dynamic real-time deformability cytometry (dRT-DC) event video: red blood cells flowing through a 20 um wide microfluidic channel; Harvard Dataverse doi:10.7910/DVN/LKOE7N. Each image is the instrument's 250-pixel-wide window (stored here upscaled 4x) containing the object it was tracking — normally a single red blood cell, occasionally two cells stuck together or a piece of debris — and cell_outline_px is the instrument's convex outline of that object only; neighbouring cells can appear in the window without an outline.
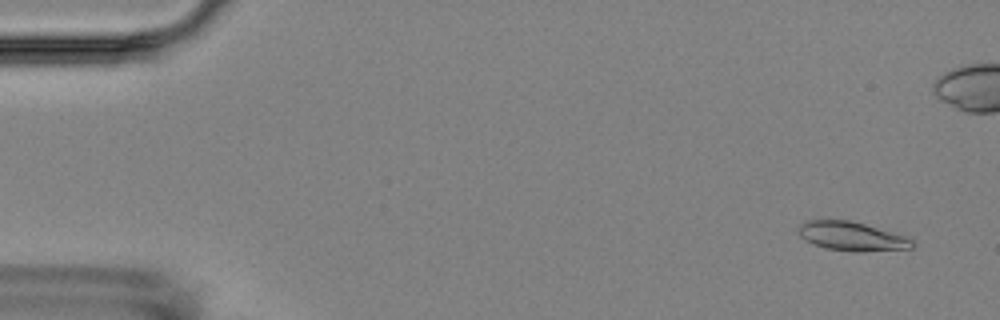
{"species": "Egyptian fruit bat (a non-hibernating species)", "species_latin": "Rousettus aegyptiacus", "temperature_condition": "room temperature", "stored_images_in_passage": 5, "camera_frame_rate_fps": 3000, "um_per_image_px": 0.085, "animal": {"sex": "female"}, "frame": {"image": 1, "passage_image": 1, "time_ms": 0.0, "image_size_px": [1000, 320], "cell_outline_px": [[916, 244], [912, 248], [864, 252], [852, 252], [828, 248], [816, 244], [800, 236], [796, 228], [800, 224], [808, 220], [848, 220], [864, 224], [908, 236]], "centroid_in_image_um": [72.45, 20.09], "position_along_channel_um": 12.6, "area_um2": 19.19}}